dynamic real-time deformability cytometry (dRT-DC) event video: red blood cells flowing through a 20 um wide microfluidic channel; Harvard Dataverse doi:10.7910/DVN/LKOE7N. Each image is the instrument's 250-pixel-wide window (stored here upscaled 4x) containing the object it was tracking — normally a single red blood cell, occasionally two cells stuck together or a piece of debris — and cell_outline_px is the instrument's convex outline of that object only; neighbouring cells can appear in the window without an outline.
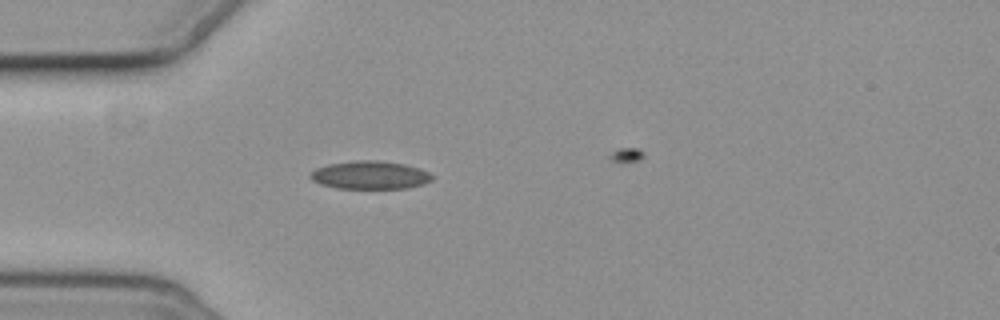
{"species": "common noctule bat (a hibernating species)", "species_latin": "Nyctalus noctula", "temperature_condition": "cold", "stored_images_in_passage": 2, "camera_frame_rate_fps": 3000, "um_per_image_px": 0.085, "animal": {"sex": "female", "body_mass_g": 19.3, "forearm_length_mm": 54.1}, "frame": {"image": 1, "passage_image": 1, "time_ms": 0.0, "image_size_px": [1000, 320], "cell_outline_px": [[436, 176], [432, 180], [424, 184], [408, 188], [336, 188], [320, 184], [312, 180], [308, 176], [316, 168], [328, 164], [356, 160], [380, 160], [404, 164], [420, 168]], "centroid_in_image_um": [31.48, 14.88], "position_along_channel_um": 53.5, "area_um2": 20.11}}